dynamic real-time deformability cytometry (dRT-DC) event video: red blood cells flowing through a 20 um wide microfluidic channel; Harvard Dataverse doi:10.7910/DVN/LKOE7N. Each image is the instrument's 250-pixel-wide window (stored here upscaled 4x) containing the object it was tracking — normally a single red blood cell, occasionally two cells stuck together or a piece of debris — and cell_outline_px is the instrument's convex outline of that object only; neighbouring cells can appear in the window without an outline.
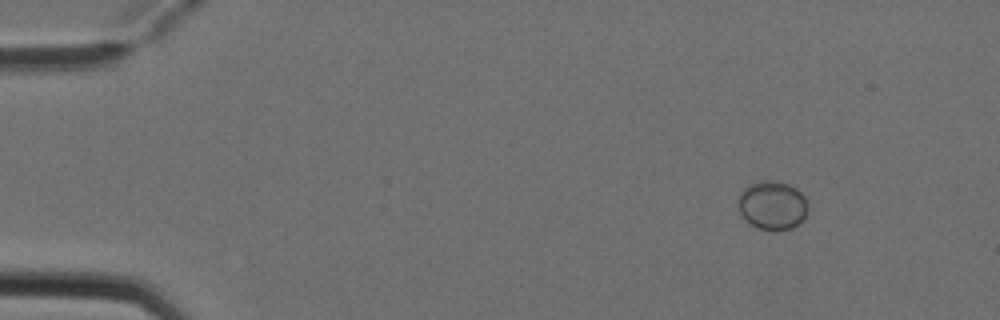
{"species": "Egyptian fruit bat (a non-hibernating species)", "species_latin": "Rousettus aegyptiacus", "temperature_condition": "cold", "stored_images_in_passage": 4, "camera_frame_rate_fps": 3000, "um_per_image_px": 0.085, "animal": {"sex": "female"}, "frame": {"image": 1, "passage_image": 1, "time_ms": 0.0, "image_size_px": [1000, 320], "cell_outline_px": [[808, 212], [804, 220], [800, 224], [792, 228], [776, 232], [760, 228], [752, 224], [740, 212], [740, 196], [744, 188], [752, 184], [764, 180], [768, 180], [788, 184], [796, 188], [804, 196], [808, 204]], "centroid_in_image_um": [65.74, 17.48], "position_along_channel_um": 19.3, "area_um2": 19.65}}
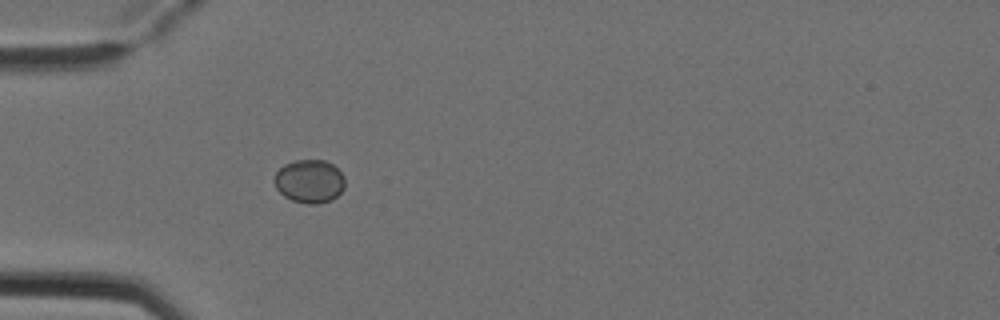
{"frame": {"image": 2, "passage_image": 4, "time_ms": 1.0, "image_size_px": [1000, 320], "cell_outline_px": [[344, 188], [332, 200], [316, 204], [304, 204], [292, 200], [284, 196], [276, 188], [272, 180], [276, 172], [284, 164], [296, 160], [324, 160], [332, 164], [344, 176]], "centroid_in_image_um": [26.28, 15.41], "position_along_channel_um": 58.7, "area_um2": 17.92}}